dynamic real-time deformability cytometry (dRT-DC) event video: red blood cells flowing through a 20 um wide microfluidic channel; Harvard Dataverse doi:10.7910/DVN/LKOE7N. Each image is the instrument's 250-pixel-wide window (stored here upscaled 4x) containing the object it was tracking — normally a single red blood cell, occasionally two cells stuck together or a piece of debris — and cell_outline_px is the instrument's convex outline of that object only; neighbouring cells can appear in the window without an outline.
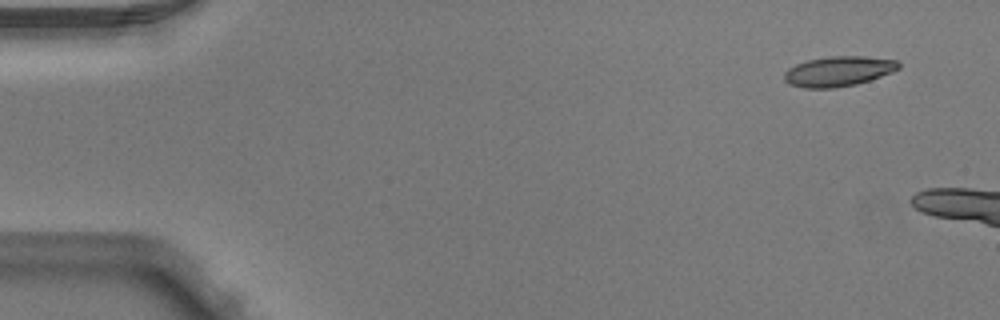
{"species": "Egyptian fruit bat (a non-hibernating species)", "species_latin": "Rousettus aegyptiacus", "temperature_condition": "warm", "stored_images_in_passage": 3, "camera_frame_rate_fps": 3000, "um_per_image_px": 0.085, "animal": {"sex": "male"}, "frame": {"image": 1, "passage_image": 1, "time_ms": 0.0, "image_size_px": [1000, 320], "cell_outline_px": [[900, 68], [892, 72], [856, 84], [832, 88], [804, 88], [788, 84], [784, 80], [784, 72], [788, 68], [796, 64], [808, 60], [828, 56], [864, 56], [896, 60], [900, 64]], "centroid_in_image_um": [71.23, 6.06], "position_along_channel_um": 13.8, "area_um2": 20.0}}